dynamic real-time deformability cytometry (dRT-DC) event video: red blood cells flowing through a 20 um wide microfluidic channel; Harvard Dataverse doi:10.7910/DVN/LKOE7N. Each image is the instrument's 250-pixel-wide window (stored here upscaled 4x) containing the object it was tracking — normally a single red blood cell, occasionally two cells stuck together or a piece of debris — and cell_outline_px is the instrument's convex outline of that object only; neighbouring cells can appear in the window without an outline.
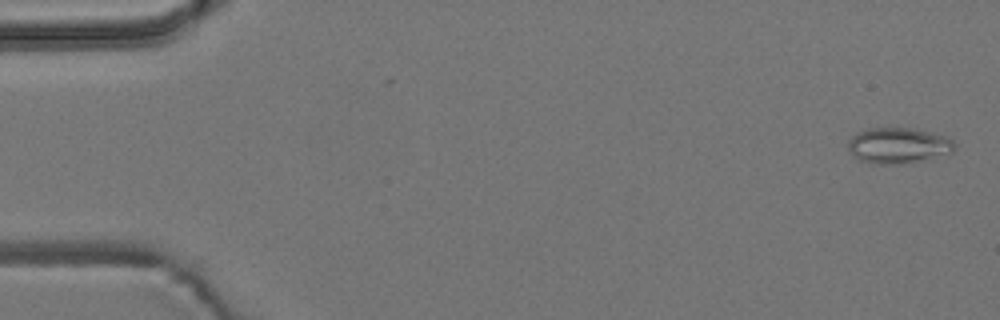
{"species": "common noctule bat (a hibernating species)", "species_latin": "Nyctalus noctula", "temperature_condition": "room temperature", "stored_images_in_passage": 3, "camera_frame_rate_fps": 3000, "um_per_image_px": 0.085, "animal": {"sex": "male", "body_mass_g": 19.2, "forearm_length_mm": 51.8}, "frame": {"image": 1, "passage_image": 1, "time_ms": 0.0, "image_size_px": [1000, 320], "cell_outline_px": [[956, 148], [952, 152], [900, 164], [876, 164], [860, 160], [852, 156], [848, 148], [848, 140], [856, 132], [868, 128], [912, 128], [948, 136], [956, 144]], "centroid_in_image_um": [76.32, 12.35], "position_along_channel_um": 8.7, "area_um2": 22.14}}